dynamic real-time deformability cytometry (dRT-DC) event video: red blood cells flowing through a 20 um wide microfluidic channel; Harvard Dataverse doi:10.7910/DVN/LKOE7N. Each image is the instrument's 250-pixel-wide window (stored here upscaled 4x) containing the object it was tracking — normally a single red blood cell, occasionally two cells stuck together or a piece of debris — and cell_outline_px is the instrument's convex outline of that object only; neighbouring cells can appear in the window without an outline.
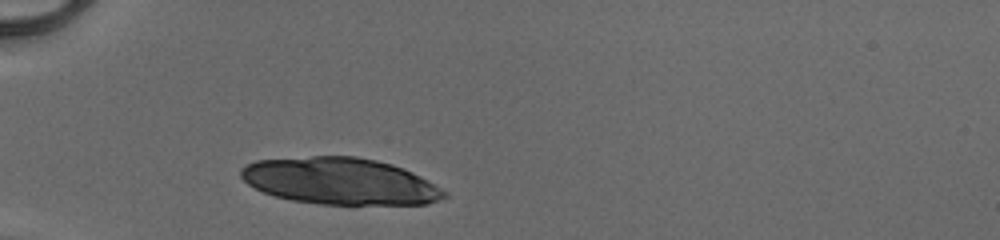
{"species": "human", "species_latin": "Homo sapiens", "temperature_condition": "cold", "stored_images_in_passage": 30, "camera_frame_rate_fps": 3000, "um_per_image_px": 0.085, "donor": {"sex": "male"}, "frame": {"image": 1, "passage_image": 1, "time_ms": 0.0, "image_size_px": [1000, 240], "cell_outline_px": [[448, 196], [428, 204], [320, 204], [292, 200], [276, 196], [264, 192], [248, 184], [240, 176], [240, 168], [256, 160], [312, 156], [356, 156], [376, 160], [392, 164], [404, 168], [428, 180], [440, 188]], "centroid_in_image_um": [28.9, 15.39], "position_along_channel_um": 56.1, "area_um2": 55.14}}